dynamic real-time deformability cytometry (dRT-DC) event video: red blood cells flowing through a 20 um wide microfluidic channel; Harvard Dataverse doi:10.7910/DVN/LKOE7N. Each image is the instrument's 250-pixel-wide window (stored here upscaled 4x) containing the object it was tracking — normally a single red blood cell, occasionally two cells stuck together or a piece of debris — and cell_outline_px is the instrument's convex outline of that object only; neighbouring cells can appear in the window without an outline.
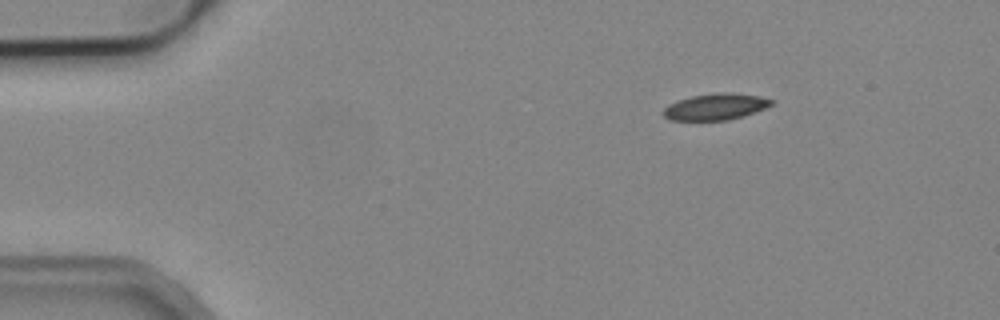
{"species": "common noctule bat (a hibernating species)", "species_latin": "Nyctalus noctula", "temperature_condition": "cold", "stored_images_in_passage": 4, "camera_frame_rate_fps": 3000, "um_per_image_px": 0.085, "animal": {"sex": "male", "body_mass_g": 19.2, "forearm_length_mm": 51.8}, "frame": {"image": 1, "passage_image": 1, "time_ms": 0.0, "image_size_px": [1000, 320], "cell_outline_px": [[776, 104], [744, 116], [728, 120], [672, 120], [664, 116], [664, 108], [668, 104], [692, 96], [712, 92], [732, 92], [760, 96], [776, 100]], "centroid_in_image_um": [60.91, 9.05], "position_along_channel_um": 24.1, "area_um2": 16.82}}
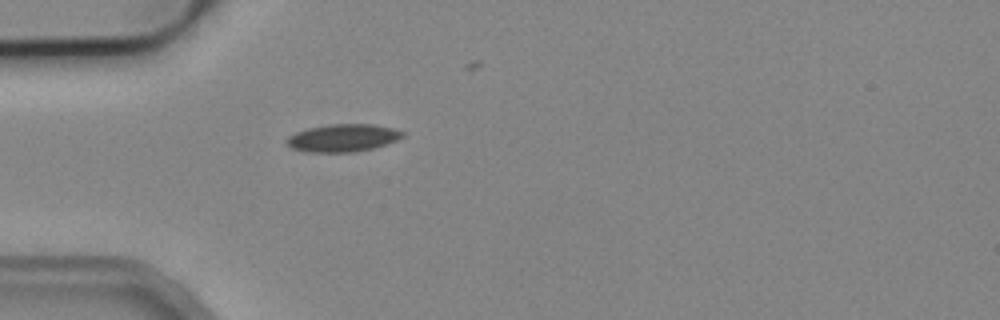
{"frame": {"image": 2, "passage_image": 3, "time_ms": 2.667, "image_size_px": [1000, 320], "cell_outline_px": [[404, 136], [388, 144], [372, 148], [352, 152], [308, 152], [292, 148], [284, 140], [288, 136], [296, 132], [308, 128], [332, 124], [372, 124], [392, 128], [404, 132]], "centroid_in_image_um": [29.14, 11.72], "position_along_channel_um": 55.9, "area_um2": 18.55}}